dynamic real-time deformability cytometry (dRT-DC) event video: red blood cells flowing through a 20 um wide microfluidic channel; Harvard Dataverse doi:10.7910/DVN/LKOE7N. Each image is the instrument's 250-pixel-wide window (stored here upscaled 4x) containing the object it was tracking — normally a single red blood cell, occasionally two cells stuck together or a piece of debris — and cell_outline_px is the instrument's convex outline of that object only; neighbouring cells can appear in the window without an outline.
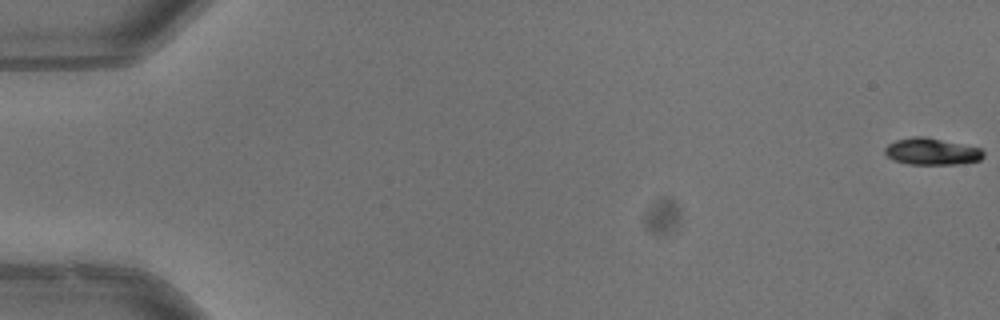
{"species": "common noctule bat (a hibernating species)", "species_latin": "Nyctalus noctula", "temperature_condition": "warm", "stored_images_in_passage": 54, "camera_frame_rate_fps": 3000, "um_per_image_px": 0.085, "animal": {"sex": "male", "body_mass_g": 13.3}, "frame": {"image": 1, "passage_image": 1, "time_ms": 0.0, "image_size_px": [1000, 320], "cell_outline_px": [[984, 156], [980, 160], [960, 164], [908, 164], [892, 160], [884, 152], [884, 148], [888, 144], [896, 140], [912, 136], [924, 136], [980, 148], [984, 152]], "centroid_in_image_um": [79.17, 12.88], "position_along_channel_um": 5.8, "area_um2": 15.37}}
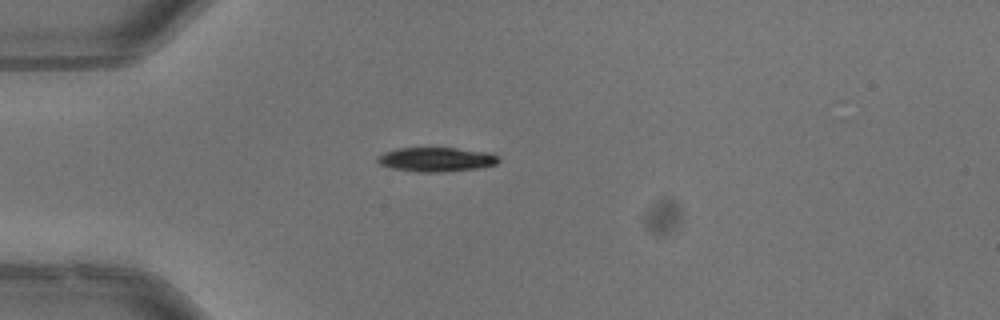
{"frame": {"image": 2, "passage_image": 16, "time_ms": 5.0, "image_size_px": [1000, 320], "cell_outline_px": [[500, 160], [496, 164], [480, 168], [440, 172], [416, 172], [392, 168], [380, 164], [376, 160], [384, 152], [396, 148], [456, 148], [492, 152], [500, 156]], "centroid_in_image_um": [37.14, 13.55], "position_along_channel_um": 47.9, "area_um2": 17.28}, "authors_computed_cell_mechanics": {"area_um2": 17.2822, "velocity_mm_per_s": 3.9928, "shape_relaxation_time_tau1_ms": 1.8794, "shape_relaxation_time_tau2_ms": null, "deformation_change_tau1": 0.1133, "deformation_change_tau2": null}}